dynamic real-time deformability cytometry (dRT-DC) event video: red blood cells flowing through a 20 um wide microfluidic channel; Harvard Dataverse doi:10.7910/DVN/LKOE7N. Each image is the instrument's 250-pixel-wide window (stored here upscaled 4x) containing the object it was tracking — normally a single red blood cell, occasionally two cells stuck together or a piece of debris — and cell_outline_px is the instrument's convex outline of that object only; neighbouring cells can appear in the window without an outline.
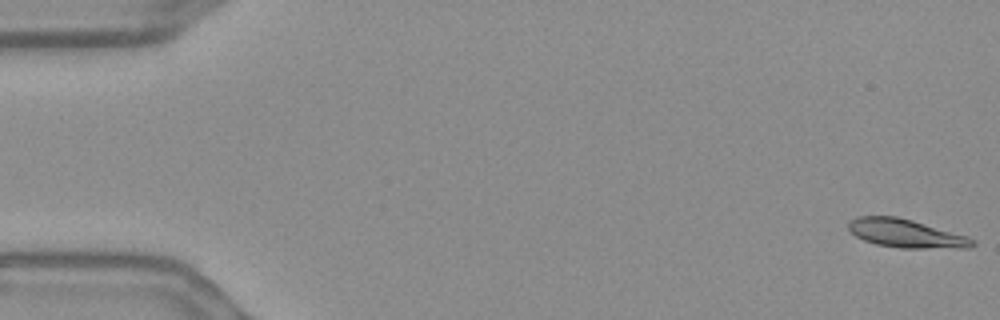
{"species": "Egyptian fruit bat (a non-hibernating species)", "species_latin": "Rousettus aegyptiacus", "temperature_condition": "warm", "stored_images_in_passage": 56, "camera_frame_rate_fps": 3000, "um_per_image_px": 0.085, "frame": {"image": 1, "passage_image": 1, "time_ms": 0.0, "image_size_px": [1000, 320], "cell_outline_px": [[976, 244], [968, 248], [900, 248], [876, 244], [864, 240], [856, 236], [848, 228], [848, 224], [856, 216], [896, 216], [912, 220], [968, 236], [976, 240]], "centroid_in_image_um": [77.04, 19.84], "position_along_channel_um": 8.0, "area_um2": 20.52}}
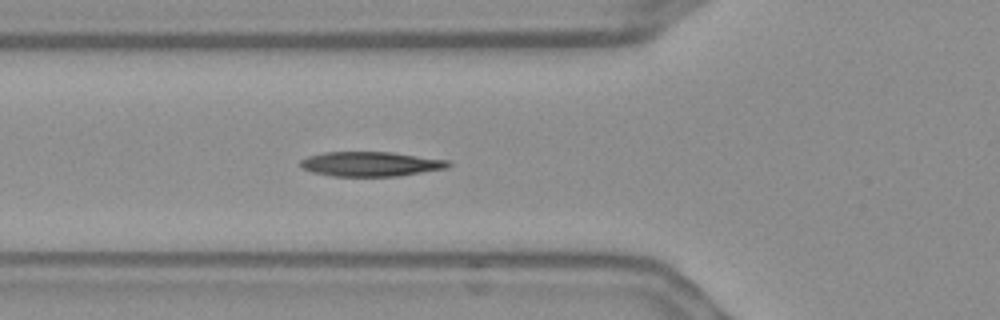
{"frame": {"image": 2, "passage_image": 20, "time_ms": 6.333, "image_size_px": [1000, 320], "cell_outline_px": [[452, 164], [448, 168], [400, 176], [332, 176], [312, 172], [304, 168], [300, 164], [300, 160], [308, 156], [324, 152], [392, 152], [448, 160]], "centroid_in_image_um": [31.54, 13.94], "position_along_channel_um": 94.3, "area_um2": 21.27}}
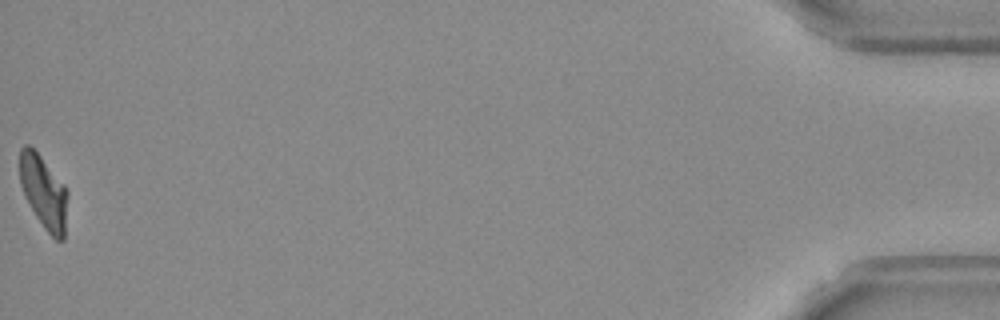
{"frame": {"image": 3, "passage_image": 56, "time_ms": 18.333, "image_size_px": [1000, 320], "cell_outline_px": [[68, 196], [64, 240], [56, 240], [44, 228], [36, 216], [24, 196], [20, 184], [20, 148], [24, 144], [28, 144], [40, 156], [64, 184], [68, 192]], "centroid_in_image_um": [3.72, 16.33], "position_along_channel_um": 431.5, "area_um2": 20.35}, "authors_computed_cell_mechanics": {"area_um2": 21.1259, "velocity_mm_per_s": 3.6451, "shape_relaxation_time_tau1_ms": 4.3629, "shape_relaxation_time_tau2_ms": 2.4909, "deformation_change_tau1": 0.1752, "deformation_change_tau2": 0.0923}}